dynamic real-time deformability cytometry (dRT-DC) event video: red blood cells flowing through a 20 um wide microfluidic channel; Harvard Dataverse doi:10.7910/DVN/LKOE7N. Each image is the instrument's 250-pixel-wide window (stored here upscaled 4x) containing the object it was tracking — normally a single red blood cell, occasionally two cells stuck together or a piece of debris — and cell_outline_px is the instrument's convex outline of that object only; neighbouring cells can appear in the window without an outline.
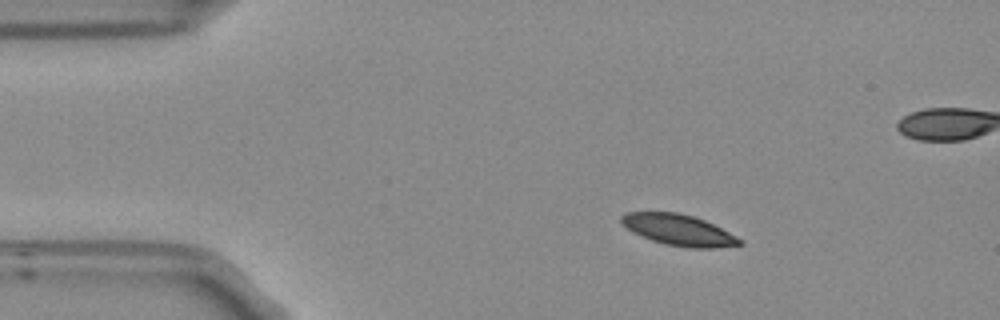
{"species": "Egyptian fruit bat (a non-hibernating species)", "species_latin": "Rousettus aegyptiacus", "temperature_condition": "room temperature", "stored_images_in_passage": 47, "camera_frame_rate_fps": 3000, "um_per_image_px": 0.085, "frame": {"image": 1, "passage_image": 1, "time_ms": 0.0, "image_size_px": [1000, 320], "cell_outline_px": [[744, 244], [716, 248], [688, 248], [664, 244], [652, 240], [632, 232], [620, 224], [620, 216], [624, 212], [680, 212], [704, 220], [744, 240]], "centroid_in_image_um": [57.66, 19.55], "position_along_channel_um": 27.3, "area_um2": 21.56}}
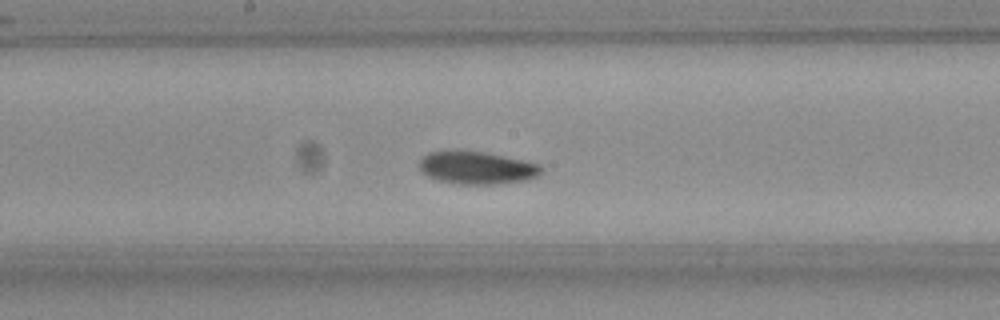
{"frame": {"image": 2, "passage_image": 20, "time_ms": 6.333, "image_size_px": [1000, 320], "cell_outline_px": [[544, 172], [528, 180], [496, 184], [456, 184], [440, 180], [428, 176], [420, 168], [420, 160], [428, 152], [484, 152], [524, 160], [540, 164], [544, 168]], "centroid_in_image_um": [40.62, 14.28], "position_along_channel_um": 207.6, "area_um2": 22.89}}
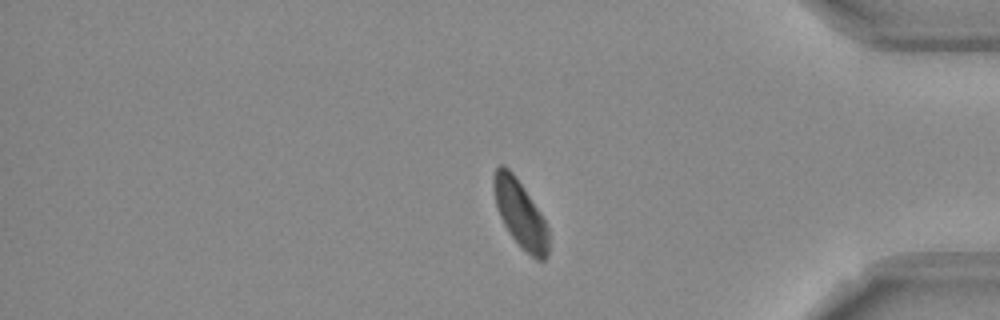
{"frame": {"image": 3, "passage_image": 37, "time_ms": 12.0, "image_size_px": [1000, 320], "cell_outline_px": [[548, 256], [544, 260], [536, 260], [508, 232], [500, 216], [496, 204], [492, 184], [492, 176], [496, 168], [500, 164], [504, 164], [516, 176], [540, 212], [548, 228]], "centroid_in_image_um": [44.2, 18.13], "position_along_channel_um": 391.0, "area_um2": 21.27}, "authors_computed_cell_mechanics": {"area_um2": 22.7732, "velocity_mm_per_s": 3.718, "shape_relaxation_time_tau1_ms": 2.5449, "shape_relaxation_time_tau2_ms": null, "deformation_change_tau1": 0.0923, "deformation_change_tau2": null}}